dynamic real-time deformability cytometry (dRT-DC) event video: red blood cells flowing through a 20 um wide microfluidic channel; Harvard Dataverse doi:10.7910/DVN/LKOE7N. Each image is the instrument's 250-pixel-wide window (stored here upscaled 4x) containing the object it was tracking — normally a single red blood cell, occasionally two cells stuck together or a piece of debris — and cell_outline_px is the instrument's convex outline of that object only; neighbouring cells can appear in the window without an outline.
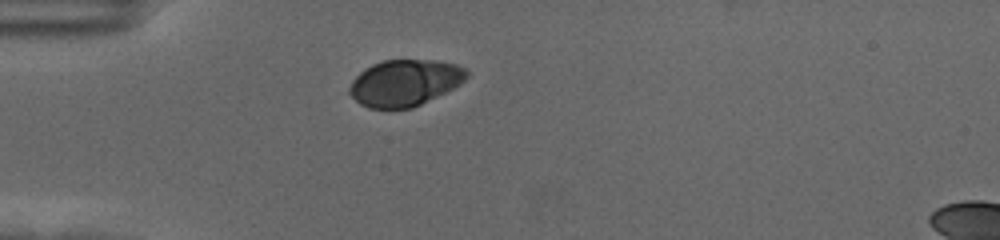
{"species": "human", "species_latin": "Homo sapiens", "temperature_condition": "cold", "stored_images_in_passage": 42, "camera_frame_rate_fps": 3000, "um_per_image_px": 0.085, "donor": {"sex": "female"}, "frame": {"image": 1, "passage_image": 1, "time_ms": 0.0, "image_size_px": [1000, 240], "cell_outline_px": [[468, 76], [460, 84], [412, 108], [368, 108], [360, 104], [348, 92], [348, 88], [352, 80], [364, 68], [372, 64], [384, 60], [436, 60], [456, 64], [468, 68]], "centroid_in_image_um": [34.39, 7.02], "position_along_channel_um": 50.6, "area_um2": 31.62}}
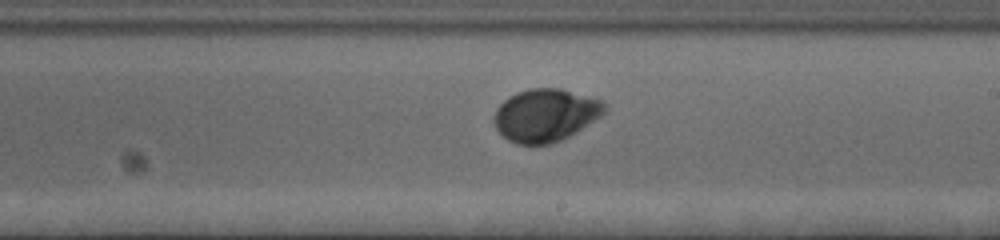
{"frame": {"image": 2, "passage_image": 19, "time_ms": 6.0, "image_size_px": [1000, 240], "cell_outline_px": [[608, 108], [600, 116], [576, 132], [552, 144], [516, 144], [508, 140], [496, 128], [492, 120], [496, 108], [504, 100], [516, 92], [532, 88], [560, 88], [600, 100], [608, 104]], "centroid_in_image_um": [46.35, 9.79], "position_along_channel_um": 242.7, "area_um2": 33.87}}
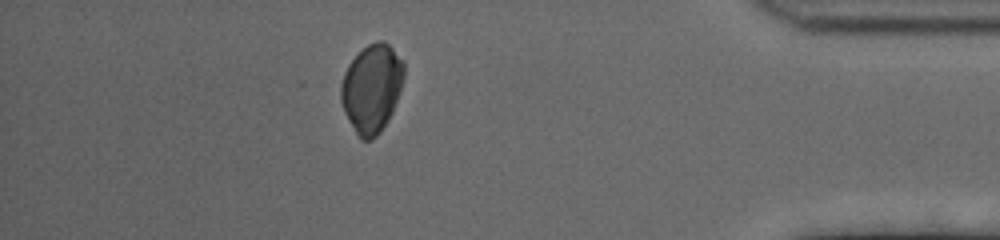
{"frame": {"image": 3, "passage_image": 36, "time_ms": 11.667, "image_size_px": [1000, 240], "cell_outline_px": [[404, 80], [400, 92], [392, 112], [388, 120], [380, 132], [372, 140], [360, 140], [348, 120], [344, 112], [340, 100], [340, 88], [344, 72], [348, 64], [368, 44], [376, 40], [384, 40], [404, 60]], "centroid_in_image_um": [31.6, 7.51], "position_along_channel_um": 403.6, "area_um2": 32.66}, "authors_computed_cell_mechanics": {"area_um2": 33.7552, "velocity_mm_per_s": 3.472, "shape_relaxation_time_tau1_ms": 3.3988, "shape_relaxation_time_tau2_ms": null, "deformation_change_tau1": 0.0851, "deformation_change_tau2": null}}